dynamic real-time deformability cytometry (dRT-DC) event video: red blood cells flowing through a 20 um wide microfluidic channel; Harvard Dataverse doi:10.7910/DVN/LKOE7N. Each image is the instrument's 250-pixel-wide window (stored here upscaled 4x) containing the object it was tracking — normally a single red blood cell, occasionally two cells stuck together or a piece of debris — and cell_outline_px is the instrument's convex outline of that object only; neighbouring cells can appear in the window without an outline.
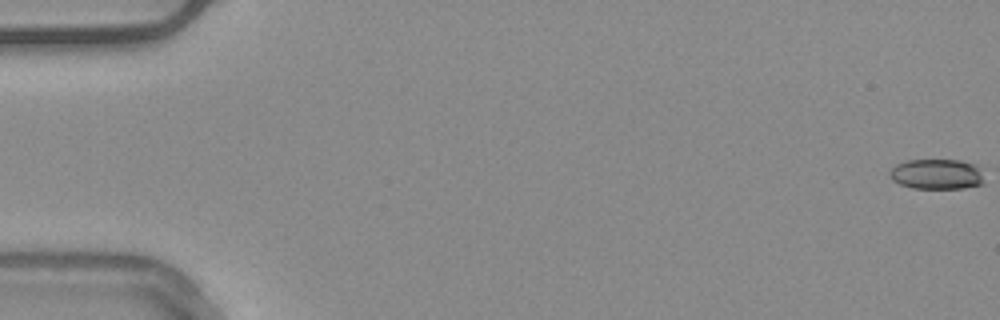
{"species": "common noctule bat (a hibernating species)", "species_latin": "Nyctalus noctula", "temperature_condition": "warm", "stored_images_in_passage": 52, "camera_frame_rate_fps": 3000, "um_per_image_px": 0.085, "animal": {"sex": "male", "body_mass_g": 20.4}, "frame": {"image": 1, "passage_image": 1, "time_ms": 0.0, "image_size_px": [1000, 320], "cell_outline_px": [[984, 184], [964, 188], [912, 188], [900, 184], [892, 180], [888, 172], [896, 164], [908, 160], [960, 160], [976, 164]], "centroid_in_image_um": [79.59, 14.8], "position_along_channel_um": 5.4, "area_um2": 16.59}}
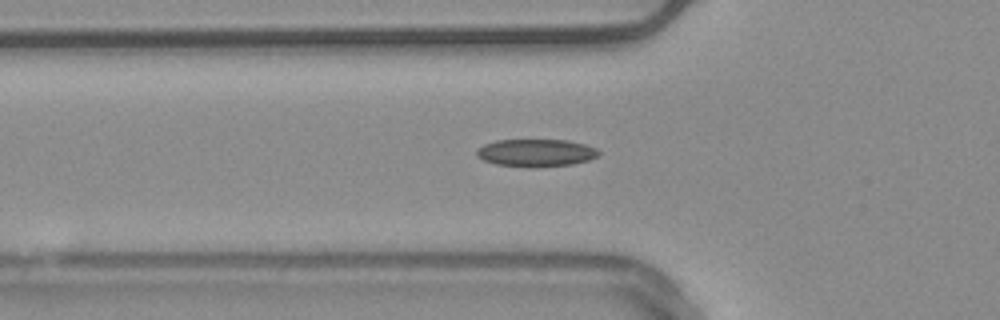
{"frame": {"image": 2, "passage_image": 20, "time_ms": 6.333, "image_size_px": [1000, 320], "cell_outline_px": [[600, 152], [596, 156], [588, 160], [572, 164], [540, 168], [528, 168], [496, 164], [484, 160], [476, 156], [476, 148], [484, 144], [496, 140], [568, 140], [584, 144], [596, 148]], "centroid_in_image_um": [45.52, 13.0], "position_along_channel_um": 80.3, "area_um2": 19.83}}